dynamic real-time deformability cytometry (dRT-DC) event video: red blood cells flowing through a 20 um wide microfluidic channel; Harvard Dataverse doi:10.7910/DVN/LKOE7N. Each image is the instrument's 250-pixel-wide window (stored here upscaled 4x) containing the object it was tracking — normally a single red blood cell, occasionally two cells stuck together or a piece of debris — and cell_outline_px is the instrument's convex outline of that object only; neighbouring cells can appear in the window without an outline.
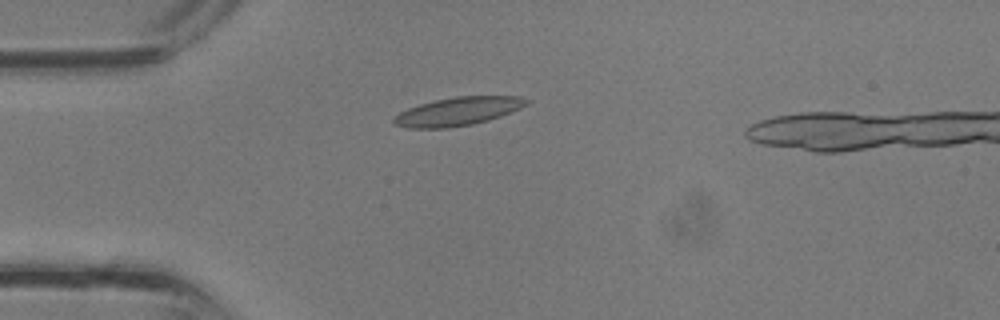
{"species": "common noctule bat (a hibernating species)", "species_latin": "Nyctalus noctula", "temperature_condition": "room temperature", "stored_images_in_passage": 24, "camera_frame_rate_fps": 3000, "um_per_image_px": 0.085, "animal": {"sex": "male", "body_mass_g": 13.3}, "frame": {"image": 1, "passage_image": 1, "time_ms": 0.0, "image_size_px": [1000, 320], "cell_outline_px": [[532, 100], [528, 104], [520, 108], [500, 116], [488, 120], [472, 124], [448, 128], [408, 128], [392, 124], [392, 120], [400, 112], [408, 108], [420, 104], [436, 100], [456, 96], [520, 96]], "centroid_in_image_um": [38.94, 9.46], "position_along_channel_um": 46.1, "area_um2": 21.91}}
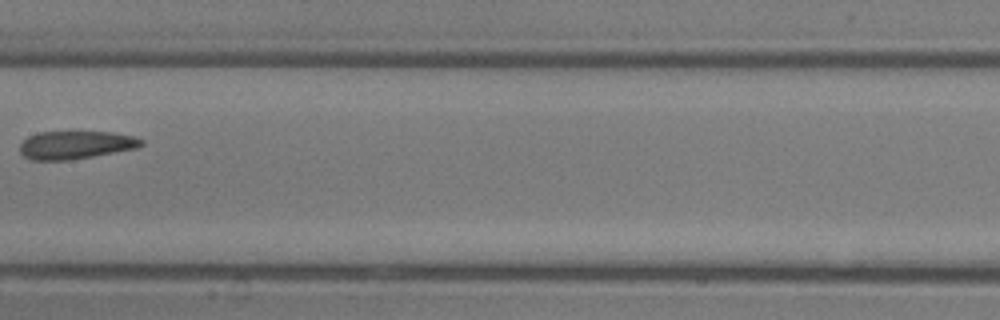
{"frame": {"image": 2, "passage_image": 10, "time_ms": 3.0, "image_size_px": [1000, 320], "cell_outline_px": [[144, 144], [136, 148], [72, 160], [32, 160], [24, 156], [20, 152], [20, 144], [28, 136], [40, 132], [112, 132], [132, 136], [144, 140]], "centroid_in_image_um": [6.42, 12.32], "position_along_channel_um": 201.0, "area_um2": 19.77}}
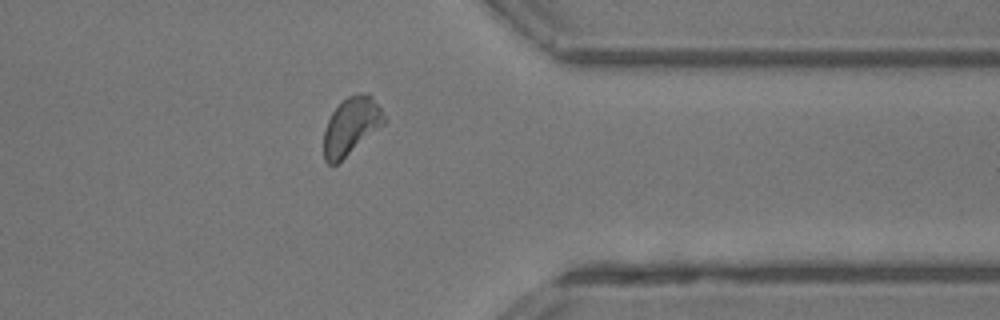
{"frame": {"image": 3, "passage_image": 20, "time_ms": 6.333, "image_size_px": [1000, 320], "cell_outline_px": [[388, 120], [384, 124], [336, 164], [328, 164], [324, 160], [324, 132], [328, 120], [332, 112], [348, 96], [364, 92], [368, 92], [372, 96]], "centroid_in_image_um": [29.86, 10.7], "position_along_channel_um": 381.5, "area_um2": 19.88}}